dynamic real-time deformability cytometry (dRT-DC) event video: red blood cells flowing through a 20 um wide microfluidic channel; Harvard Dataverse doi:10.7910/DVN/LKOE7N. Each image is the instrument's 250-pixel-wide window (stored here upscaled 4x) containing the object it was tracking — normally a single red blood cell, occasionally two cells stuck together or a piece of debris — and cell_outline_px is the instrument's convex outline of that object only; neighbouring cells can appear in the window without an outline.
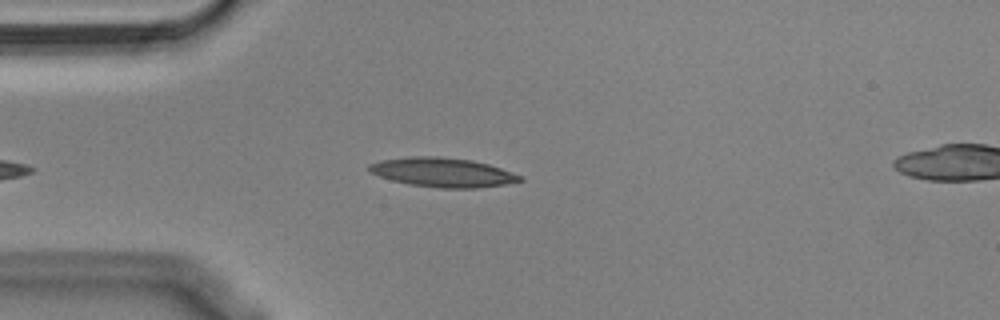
{"species": "Egyptian fruit bat (a non-hibernating species)", "species_latin": "Rousettus aegyptiacus", "temperature_condition": "cold", "stored_images_in_passage": 41, "camera_frame_rate_fps": 3000, "um_per_image_px": 0.085, "animal": {"sex": "male"}, "frame": {"image": 1, "passage_image": 4, "time_ms": 1.0, "image_size_px": [1000, 320], "cell_outline_px": [[524, 180], [504, 184], [476, 188], [440, 188], [408, 184], [392, 180], [368, 172], [368, 164], [380, 160], [412, 156], [436, 156], [472, 160], [488, 164], [524, 176]], "centroid_in_image_um": [37.61, 14.65], "position_along_channel_um": 47.4, "area_um2": 25.72}}
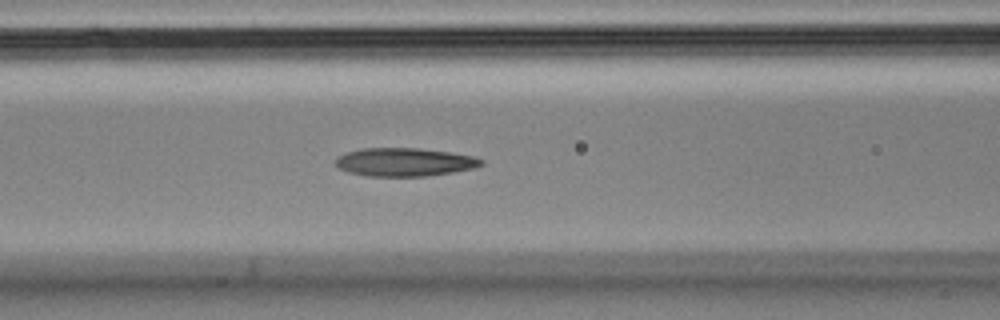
{"frame": {"image": 2, "passage_image": 12, "time_ms": 3.667, "image_size_px": [1000, 320], "cell_outline_px": [[484, 164], [476, 168], [452, 172], [424, 176], [368, 176], [348, 172], [340, 168], [336, 164], [336, 160], [340, 156], [348, 152], [364, 148], [420, 148], [452, 152], [472, 156], [484, 160]], "centroid_in_image_um": [34.44, 13.77], "position_along_channel_um": 132.2, "area_um2": 23.93}}
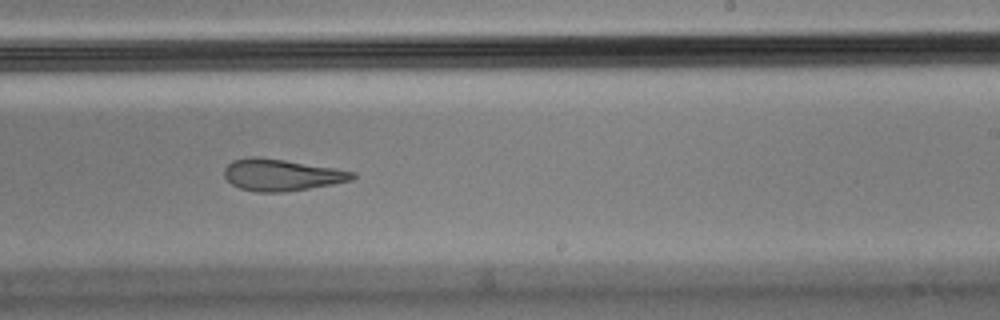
{"frame": {"image": 3, "passage_image": 23, "time_ms": 7.333, "image_size_px": [1000, 320], "cell_outline_px": [[356, 176], [352, 180], [332, 184], [284, 192], [256, 192], [240, 188], [232, 184], [224, 176], [224, 168], [232, 160], [248, 156], [256, 156], [284, 160], [356, 172]], "centroid_in_image_um": [23.88, 14.86], "position_along_channel_um": 265.1, "area_um2": 23.52}, "authors_computed_cell_mechanics": {"area_um2": 24.3338, "velocity_mm_per_s": 3.6327, "shape_relaxation_time_tau1_ms": 7.2653, "shape_relaxation_time_tau2_ms": 4.741, "deformation_change_tau1": 0.2422, "deformation_change_tau2": 0.1643}}